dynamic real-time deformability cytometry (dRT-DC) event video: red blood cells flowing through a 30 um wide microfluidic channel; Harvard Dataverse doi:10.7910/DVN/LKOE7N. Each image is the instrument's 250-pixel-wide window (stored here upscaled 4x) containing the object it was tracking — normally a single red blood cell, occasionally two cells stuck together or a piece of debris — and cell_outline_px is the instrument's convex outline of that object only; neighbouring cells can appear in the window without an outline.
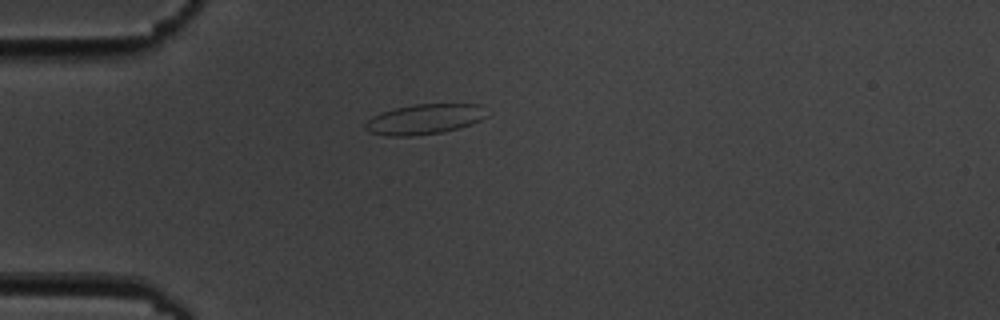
{"species": "common noctule bat (a hibernating species)", "species_latin": "Nyctalus noctula", "temperature_condition": "cold", "stored_images_in_passage": 2, "camera_frame_rate_fps": 3000, "um_per_image_px": 0.085, "animal": {"sex": "male", "body_mass_g": 19.5, "forearm_length_mm": 54.6}, "frame": {"image": 1, "passage_image": 2, "time_ms": 1.0, "image_size_px": [1000, 320], "cell_outline_px": [[488, 116], [472, 124], [460, 128], [444, 132], [412, 136], [388, 136], [368, 132], [364, 128], [364, 124], [372, 116], [396, 108], [412, 104], [480, 104]], "centroid_in_image_um": [36.08, 10.14], "position_along_channel_um": 48.9, "area_um2": 21.44}}